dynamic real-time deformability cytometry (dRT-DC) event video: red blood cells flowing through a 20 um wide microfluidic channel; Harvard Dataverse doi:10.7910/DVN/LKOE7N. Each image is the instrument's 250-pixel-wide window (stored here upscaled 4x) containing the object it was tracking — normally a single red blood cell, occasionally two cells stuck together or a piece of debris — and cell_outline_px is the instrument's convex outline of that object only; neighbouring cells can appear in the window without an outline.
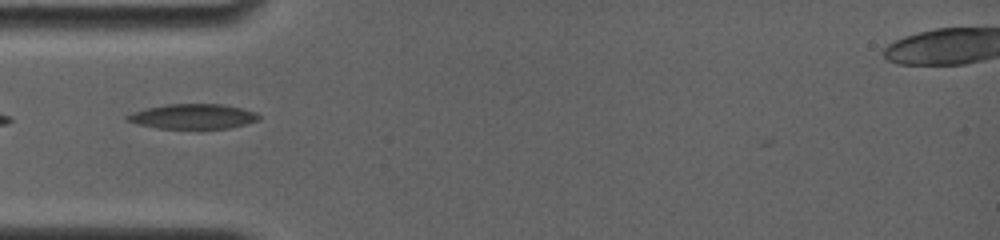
{"species": "common noctule bat (a hibernating species)", "species_latin": "Nyctalus noctula", "temperature_condition": "room temperature", "stored_images_in_passage": 3, "camera_frame_rate_fps": 4000, "um_per_image_px": 0.085, "animal": {"sex": "female", "body_mass_g": 19.0, "forearm_length_mm": 56.7}, "frame": {"image": 1, "passage_image": 1, "time_ms": 0.0, "image_size_px": [1000, 240], "cell_outline_px": [[260, 120], [228, 128], [196, 132], [156, 128], [124, 120], [124, 116], [132, 112], [144, 108], [168, 104], [224, 104], [256, 112], [260, 116]], "centroid_in_image_um": [16.37, 9.94], "position_along_channel_um": 68.6, "area_um2": 20.11}}
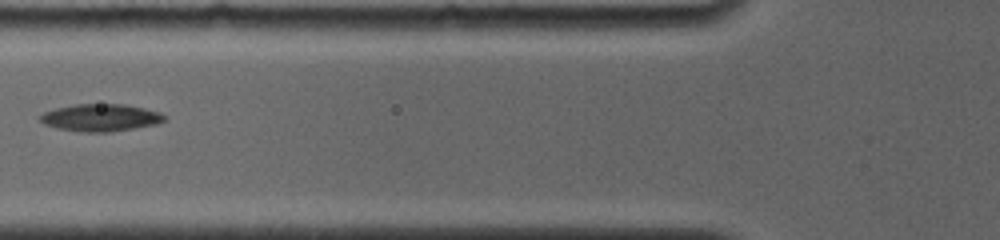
{"frame": {"image": 2, "passage_image": 2, "time_ms": 1.25, "image_size_px": [1000, 240], "cell_outline_px": [[164, 120], [156, 124], [112, 132], [84, 132], [56, 128], [44, 124], [40, 120], [40, 116], [44, 112], [56, 108], [76, 104], [124, 104], [144, 108], [160, 112], [164, 116]], "centroid_in_image_um": [8.54, 10.0], "position_along_channel_um": 117.3, "area_um2": 19.65}}
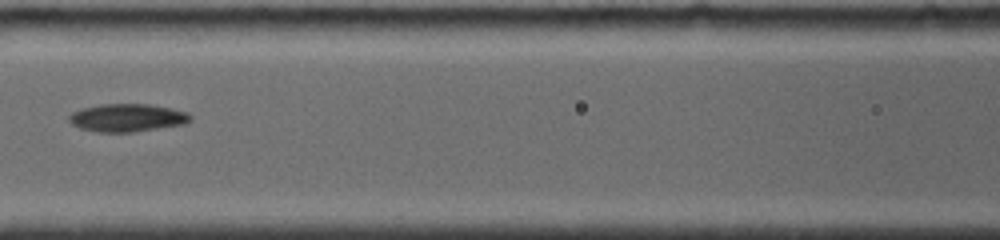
{"frame": {"image": 3, "passage_image": 3, "time_ms": 2.25, "image_size_px": [1000, 240], "cell_outline_px": [[192, 120], [184, 124], [132, 132], [96, 132], [80, 128], [72, 124], [68, 120], [68, 116], [72, 112], [80, 108], [100, 104], [148, 104], [172, 108], [188, 112], [192, 116]], "centroid_in_image_um": [10.8, 10.0], "position_along_channel_um": 155.8, "area_um2": 19.88}}